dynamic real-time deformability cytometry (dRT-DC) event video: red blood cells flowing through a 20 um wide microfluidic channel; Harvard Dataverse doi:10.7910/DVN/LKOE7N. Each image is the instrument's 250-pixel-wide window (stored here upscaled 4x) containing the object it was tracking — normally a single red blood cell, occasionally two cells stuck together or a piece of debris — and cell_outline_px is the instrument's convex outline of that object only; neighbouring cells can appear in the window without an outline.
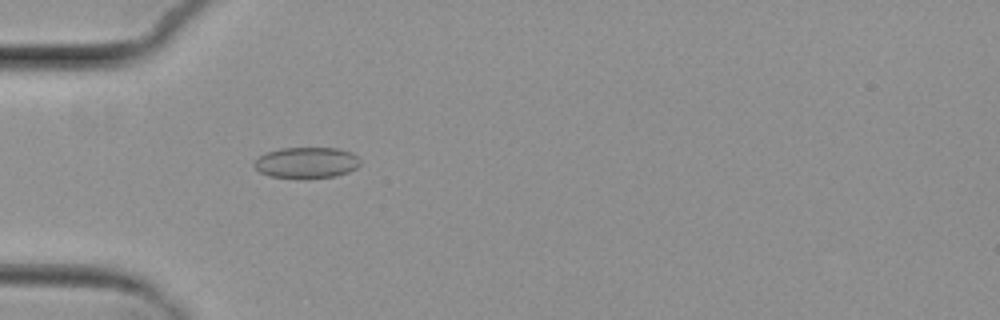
{"species": "common noctule bat (a hibernating species)", "species_latin": "Nyctalus noctula", "temperature_condition": "cold", "stored_images_in_passage": 3, "camera_frame_rate_fps": 3000, "um_per_image_px": 0.085, "animal": {"sex": "female", "body_mass_g": 29.2, "forearm_length_mm": 56.3}, "frame": {"image": 1, "passage_image": 3, "time_ms": 2.333, "image_size_px": [1000, 320], "cell_outline_px": [[360, 164], [356, 168], [348, 172], [336, 176], [304, 180], [268, 176], [260, 172], [252, 164], [260, 156], [268, 152], [280, 148], [336, 148], [352, 152], [360, 160]], "centroid_in_image_um": [26.05, 13.85], "position_along_channel_um": 58.9, "area_um2": 19.54}}